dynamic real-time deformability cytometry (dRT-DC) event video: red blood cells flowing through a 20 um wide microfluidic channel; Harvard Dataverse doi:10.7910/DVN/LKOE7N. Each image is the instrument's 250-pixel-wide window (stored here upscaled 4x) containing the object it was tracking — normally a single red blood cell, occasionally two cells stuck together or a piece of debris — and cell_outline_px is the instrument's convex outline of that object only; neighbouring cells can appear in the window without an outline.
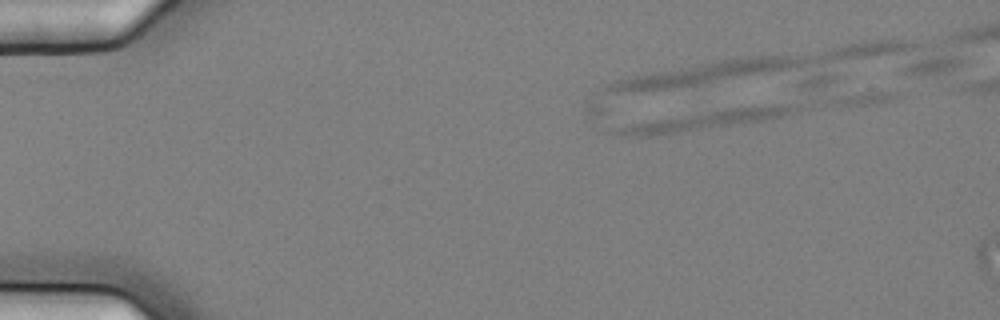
{"species": "common noctule bat (a hibernating species)", "species_latin": "Nyctalus noctula", "temperature_condition": "cold", "stored_images_in_passage": 2, "segment_of_instrument_passage": [1, 2], "camera_frame_rate_fps": 3000, "um_per_image_px": 0.085, "animal": {"sex": "female", "body_mass_g": 25.1}, "frame": {"image": 1, "passage_image": 1, "time_ms": 0.0, "image_size_px": [1000, 320], "cell_outline_px": [[800, 108], [796, 112], [772, 120], [648, 136], [640, 136], [620, 132], [616, 128], [656, 120], [728, 108], [780, 104], [800, 104]], "centroid_in_image_um": [60.45, 10.17], "position_along_channel_um": 24.6, "area_um2": 18.96}}